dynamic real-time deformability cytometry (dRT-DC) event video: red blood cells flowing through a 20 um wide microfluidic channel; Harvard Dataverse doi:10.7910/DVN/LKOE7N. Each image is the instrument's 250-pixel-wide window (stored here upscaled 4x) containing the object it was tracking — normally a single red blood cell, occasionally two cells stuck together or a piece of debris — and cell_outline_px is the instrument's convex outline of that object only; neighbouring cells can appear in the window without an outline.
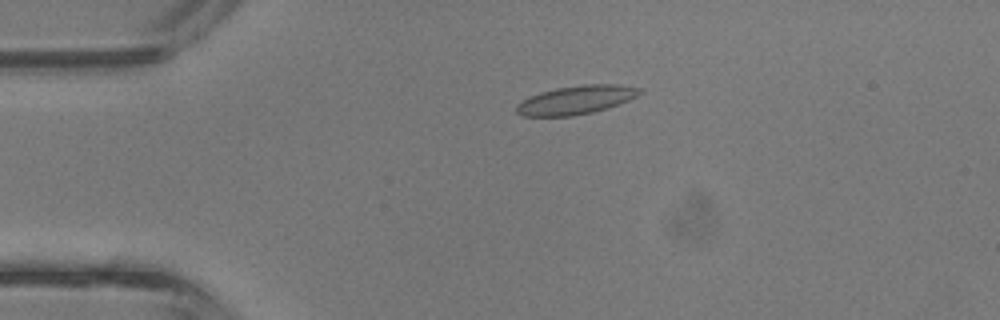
{"species": "common noctule bat (a hibernating species)", "species_latin": "Nyctalus noctula", "temperature_condition": "room temperature", "stored_images_in_passage": 3, "camera_frame_rate_fps": 3000, "um_per_image_px": 0.085, "animal": {"sex": "male", "body_mass_g": 13.3}, "frame": {"image": 1, "passage_image": 1, "time_ms": 0.0, "image_size_px": [1000, 320], "cell_outline_px": [[644, 92], [628, 100], [592, 112], [572, 116], [524, 116], [516, 112], [516, 104], [520, 100], [528, 96], [540, 92], [556, 88], [584, 84], [620, 84], [640, 88]], "centroid_in_image_um": [48.92, 8.48], "position_along_channel_um": 36.1, "area_um2": 20.52}}
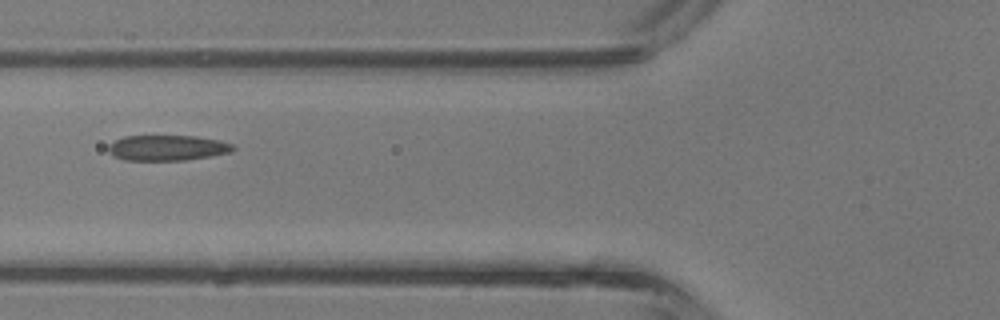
{"frame": {"image": 2, "passage_image": 3, "time_ms": 0.667, "image_size_px": [1000, 320], "cell_outline_px": [[236, 148], [232, 152], [184, 160], [124, 160], [112, 156], [108, 152], [108, 144], [112, 140], [124, 136], [196, 136], [220, 140], [232, 144]], "centroid_in_image_um": [14.17, 12.56], "position_along_channel_um": 111.6, "area_um2": 18.67}}